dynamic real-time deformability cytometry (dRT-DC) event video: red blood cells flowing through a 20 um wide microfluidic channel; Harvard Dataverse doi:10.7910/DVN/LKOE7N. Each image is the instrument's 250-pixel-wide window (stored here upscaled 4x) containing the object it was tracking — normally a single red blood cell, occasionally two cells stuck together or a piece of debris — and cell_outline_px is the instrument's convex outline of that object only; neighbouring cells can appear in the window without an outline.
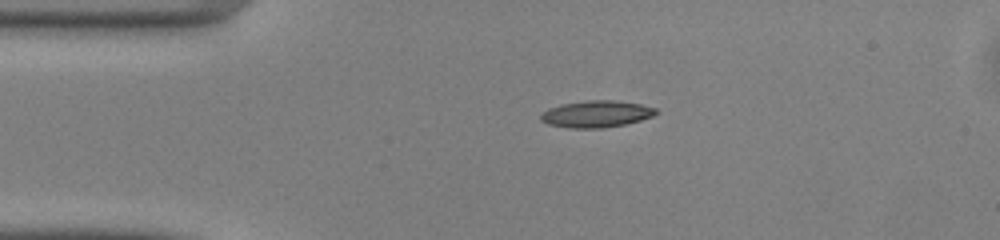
{"species": "common noctule bat (a hibernating species)", "species_latin": "Nyctalus noctula", "temperature_condition": "warm", "stored_images_in_passage": 40, "camera_frame_rate_fps": 3000, "um_per_image_px": 0.085, "animal": {"sex": "male", "body_mass_g": 13.0, "forearm_length_mm": 53.1}, "frame": {"image": 1, "passage_image": 1, "time_ms": 0.0, "image_size_px": [1000, 240], "cell_outline_px": [[660, 112], [652, 116], [640, 120], [624, 124], [604, 128], [568, 128], [548, 124], [540, 120], [540, 116], [548, 108], [560, 104], [588, 100], [616, 100], [640, 104], [656, 108]], "centroid_in_image_um": [50.69, 9.68], "position_along_channel_um": 34.3, "area_um2": 18.03}}
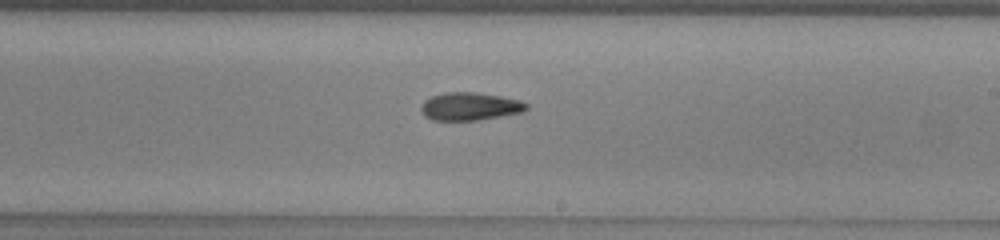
{"frame": {"image": 2, "passage_image": 19, "time_ms": 6.0, "image_size_px": [1000, 240], "cell_outline_px": [[528, 108], [524, 112], [476, 120], [432, 120], [424, 116], [420, 108], [424, 100], [432, 96], [444, 92], [476, 92], [500, 96], [520, 100], [528, 104]], "centroid_in_image_um": [39.94, 9.04], "position_along_channel_um": 249.1, "area_um2": 17.17}}
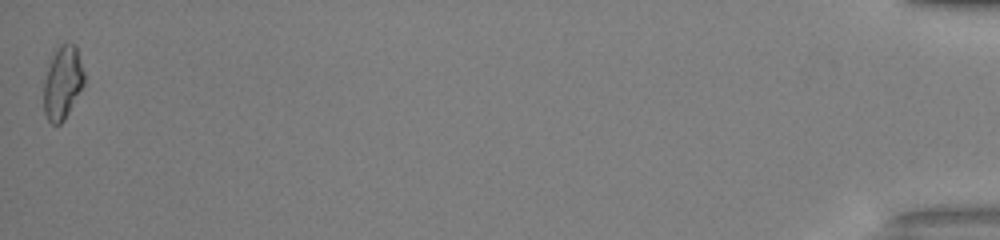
{"frame": {"image": 3, "passage_image": 40, "time_ms": 13.0, "image_size_px": [1000, 240], "cell_outline_px": [[84, 84], [64, 120], [60, 124], [52, 124], [48, 120], [44, 112], [44, 80], [52, 52], [64, 40], [76, 44], [84, 72]], "centroid_in_image_um": [5.32, 6.95], "position_along_channel_um": 429.9, "area_um2": 17.51}}